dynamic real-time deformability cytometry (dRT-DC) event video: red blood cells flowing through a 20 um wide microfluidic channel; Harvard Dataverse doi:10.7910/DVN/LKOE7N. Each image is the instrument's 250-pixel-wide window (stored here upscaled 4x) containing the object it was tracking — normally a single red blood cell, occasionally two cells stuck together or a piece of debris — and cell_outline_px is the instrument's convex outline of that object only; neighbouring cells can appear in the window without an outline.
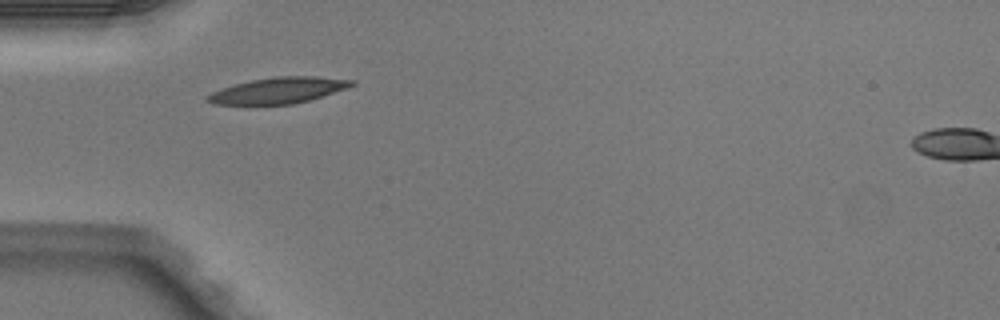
{"species": "Egyptian fruit bat (a non-hibernating species)", "species_latin": "Rousettus aegyptiacus", "temperature_condition": "warm", "stored_images_in_passage": 2, "camera_frame_rate_fps": 3000, "um_per_image_px": 0.085, "animal": {"sex": "male"}, "frame": {"image": 1, "passage_image": 1, "time_ms": 0.0, "image_size_px": [1000, 320], "cell_outline_px": [[356, 84], [348, 88], [308, 100], [292, 104], [216, 104], [204, 100], [204, 96], [220, 88], [252, 80], [276, 76], [316, 76], [356, 80]], "centroid_in_image_um": [23.67, 7.67], "position_along_channel_um": 61.3, "area_um2": 21.79}}
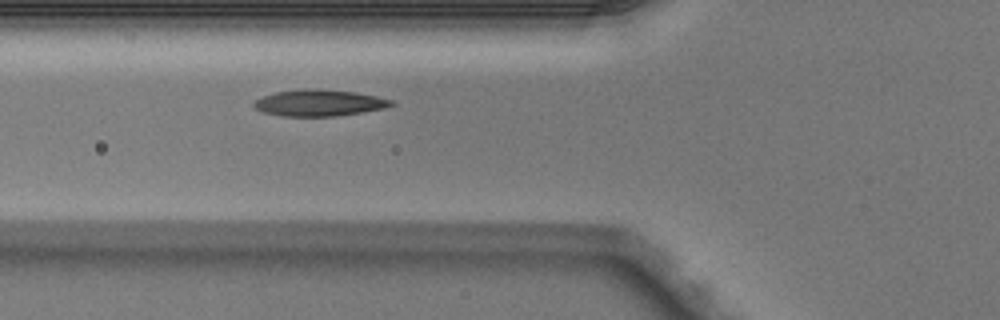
{"frame": {"image": 2, "passage_image": 2, "time_ms": 0.333, "image_size_px": [1000, 320], "cell_outline_px": [[396, 104], [384, 108], [336, 116], [280, 116], [264, 112], [256, 108], [252, 104], [256, 100], [264, 96], [276, 92], [308, 88], [320, 88], [356, 92], [396, 100]], "centroid_in_image_um": [27.18, 8.73], "position_along_channel_um": 98.6, "area_um2": 21.21}}